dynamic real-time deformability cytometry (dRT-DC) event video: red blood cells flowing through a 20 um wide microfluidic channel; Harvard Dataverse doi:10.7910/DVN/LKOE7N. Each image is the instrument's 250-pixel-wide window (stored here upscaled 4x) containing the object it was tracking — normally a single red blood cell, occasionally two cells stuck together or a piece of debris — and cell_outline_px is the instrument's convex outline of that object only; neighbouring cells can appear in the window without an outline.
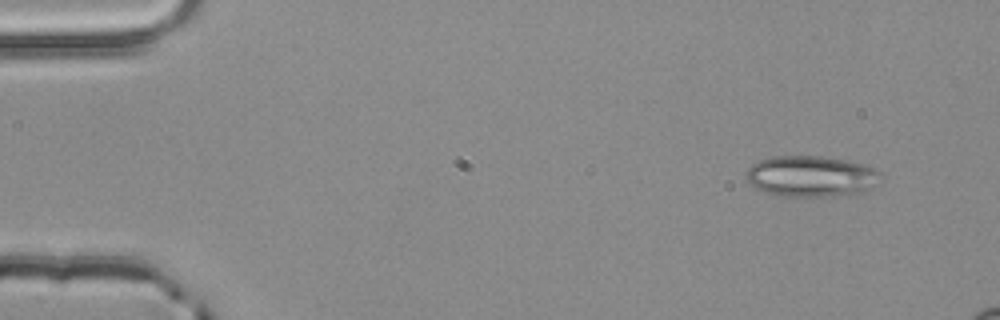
{"species": "common noctule bat (a hibernating species)", "species_latin": "Nyctalus noctula", "temperature_condition": "room temperature", "stored_images_in_passage": 3, "camera_frame_rate_fps": 3000, "um_per_image_px": 0.085, "animal": {"sex": "male", "body_mass_g": 20.4}, "frame": {"image": 1, "passage_image": 1, "time_ms": 0.0, "image_size_px": [1000, 320], "cell_outline_px": [[884, 176], [876, 184], [864, 192], [820, 196], [784, 196], [764, 192], [748, 184], [744, 176], [748, 168], [752, 164], [760, 160], [776, 156], [824, 156], [848, 160], [876, 168]], "centroid_in_image_um": [68.94, 14.97], "position_along_channel_um": 16.1, "area_um2": 32.31}}